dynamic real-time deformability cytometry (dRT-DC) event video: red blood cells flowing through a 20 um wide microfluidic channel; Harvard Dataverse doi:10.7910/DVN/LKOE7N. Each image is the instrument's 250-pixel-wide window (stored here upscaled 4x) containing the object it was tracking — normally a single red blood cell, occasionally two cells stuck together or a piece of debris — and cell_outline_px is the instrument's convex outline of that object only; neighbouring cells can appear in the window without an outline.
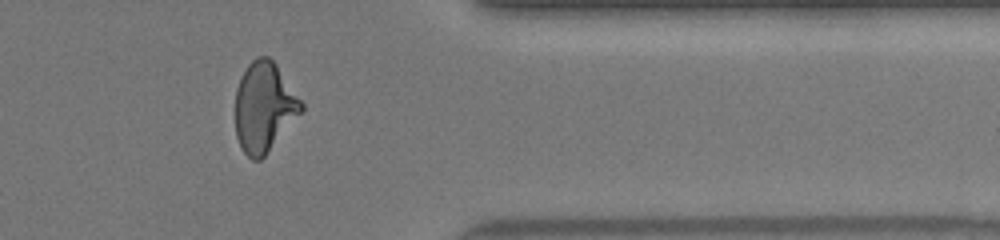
{"species": "human", "species_latin": "Homo sapiens", "temperature_condition": "warm", "stored_images_in_passage": 33, "camera_frame_rate_fps": 3000, "um_per_image_px": 0.085, "donor": {"sex": "female"}, "frame": {"image": 1, "passage_image": 28, "time_ms": 9.0, "image_size_px": [1000, 240], "cell_outline_px": [[304, 108], [264, 156], [260, 160], [252, 160], [240, 148], [236, 136], [236, 88], [248, 64], [256, 56], [268, 56], [276, 64], [304, 104]], "centroid_in_image_um": [22.43, 9.09], "position_along_channel_um": 389.0, "area_um2": 34.04}}